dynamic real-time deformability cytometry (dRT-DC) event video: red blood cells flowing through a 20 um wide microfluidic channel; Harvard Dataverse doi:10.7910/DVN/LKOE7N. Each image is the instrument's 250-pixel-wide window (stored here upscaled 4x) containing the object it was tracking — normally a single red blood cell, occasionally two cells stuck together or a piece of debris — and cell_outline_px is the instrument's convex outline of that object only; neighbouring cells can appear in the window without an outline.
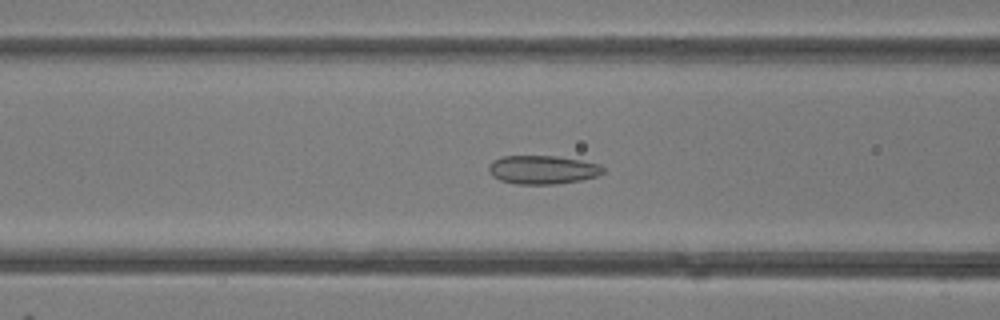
{"species": "common noctule bat (a hibernating species)", "species_latin": "Nyctalus noctula", "temperature_condition": "room temperature", "stored_images_in_passage": 38, "camera_frame_rate_fps": 3000, "um_per_image_px": 0.085, "animal": {"sex": "female"}, "frame": {"image": 1, "passage_image": 9, "time_ms": 2.667, "image_size_px": [1000, 320], "cell_outline_px": [[604, 172], [596, 176], [580, 180], [556, 184], [516, 184], [500, 180], [492, 176], [488, 172], [488, 168], [492, 160], [500, 156], [556, 156], [580, 160], [600, 164], [604, 168]], "centroid_in_image_um": [46.09, 14.42], "position_along_channel_um": 120.5, "area_um2": 19.13}}
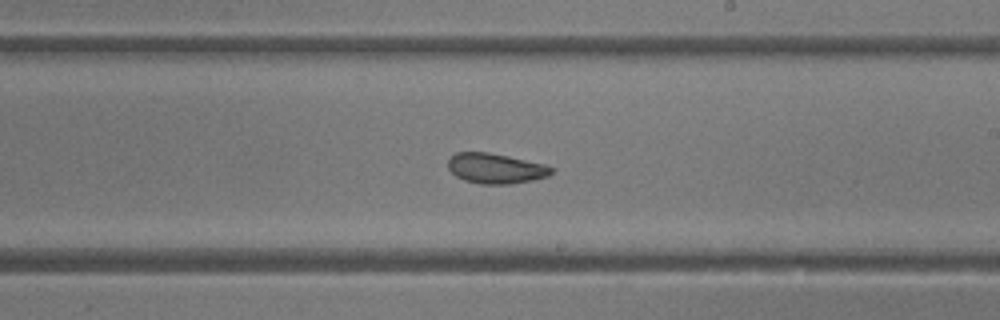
{"frame": {"image": 2, "passage_image": 18, "time_ms": 5.667, "image_size_px": [1000, 320], "cell_outline_px": [[556, 168], [548, 176], [532, 180], [512, 184], [480, 184], [464, 180], [456, 176], [448, 168], [448, 160], [456, 152], [488, 152], [508, 156], [544, 164]], "centroid_in_image_um": [42.14, 14.32], "position_along_channel_um": 246.9, "area_um2": 18.21}}
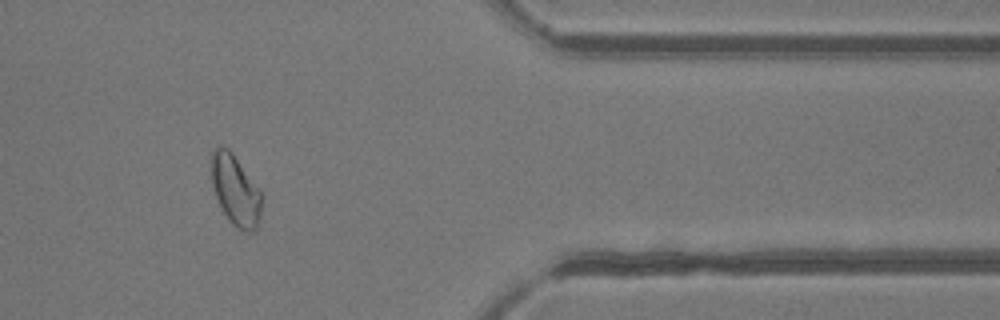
{"frame": {"image": 3, "passage_image": 30, "time_ms": 9.667, "image_size_px": [1000, 320], "cell_outline_px": [[260, 220], [256, 228], [252, 232], [244, 232], [232, 224], [228, 220], [216, 196], [212, 184], [212, 152], [216, 148], [228, 148], [232, 152], [260, 188]], "centroid_in_image_um": [20.03, 16.19], "position_along_channel_um": 391.4, "area_um2": 20.35}, "authors_computed_cell_mechanics": {"area_um2": 19.6231, "velocity_mm_per_s": 4.2147, "shape_relaxation_time_tau1_ms": null, "shape_relaxation_time_tau2_ms": 1.8646, "deformation_change_tau1": null, "deformation_change_tau2": 0.0743}}